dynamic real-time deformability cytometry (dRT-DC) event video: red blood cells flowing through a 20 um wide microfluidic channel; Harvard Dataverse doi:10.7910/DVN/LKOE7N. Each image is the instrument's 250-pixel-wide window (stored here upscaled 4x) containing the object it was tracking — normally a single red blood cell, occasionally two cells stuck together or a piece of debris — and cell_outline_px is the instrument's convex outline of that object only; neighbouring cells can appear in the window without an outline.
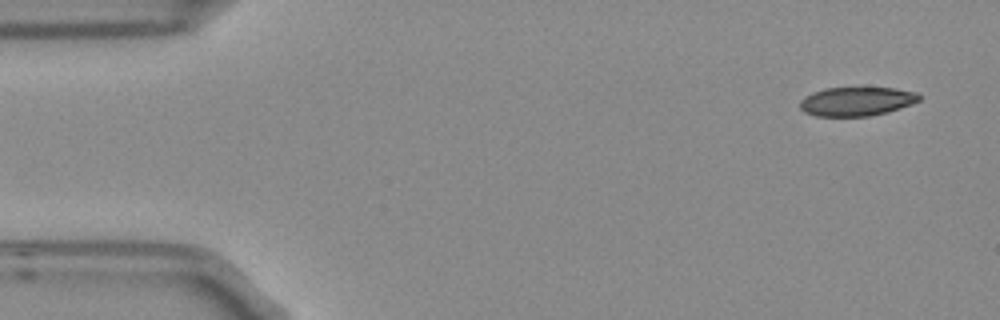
{"species": "Egyptian fruit bat (a non-hibernating species)", "species_latin": "Rousettus aegyptiacus", "temperature_condition": "room temperature", "stored_images_in_passage": 5, "camera_frame_rate_fps": 3000, "um_per_image_px": 0.085, "frame": {"image": 1, "passage_image": 1, "time_ms": 0.0, "image_size_px": [1000, 320], "cell_outline_px": [[920, 100], [912, 104], [888, 112], [868, 116], [816, 116], [804, 112], [800, 108], [800, 100], [804, 96], [812, 92], [824, 88], [896, 88], [916, 92], [920, 96]], "centroid_in_image_um": [72.79, 8.62], "position_along_channel_um": 12.2, "area_um2": 20.17}}
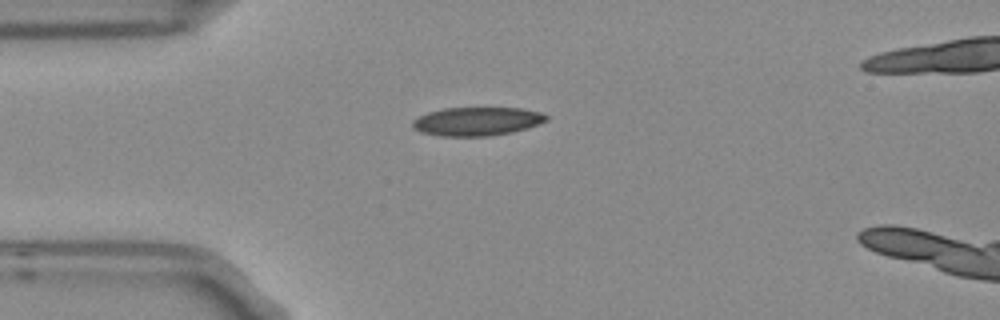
{"frame": {"image": 2, "passage_image": 4, "time_ms": 1.0, "image_size_px": [1000, 320], "cell_outline_px": [[548, 120], [512, 132], [488, 136], [440, 136], [420, 132], [412, 128], [412, 120], [428, 112], [444, 108], [524, 108], [540, 112], [548, 116]], "centroid_in_image_um": [40.5, 10.31], "position_along_channel_um": 44.5, "area_um2": 22.2}}